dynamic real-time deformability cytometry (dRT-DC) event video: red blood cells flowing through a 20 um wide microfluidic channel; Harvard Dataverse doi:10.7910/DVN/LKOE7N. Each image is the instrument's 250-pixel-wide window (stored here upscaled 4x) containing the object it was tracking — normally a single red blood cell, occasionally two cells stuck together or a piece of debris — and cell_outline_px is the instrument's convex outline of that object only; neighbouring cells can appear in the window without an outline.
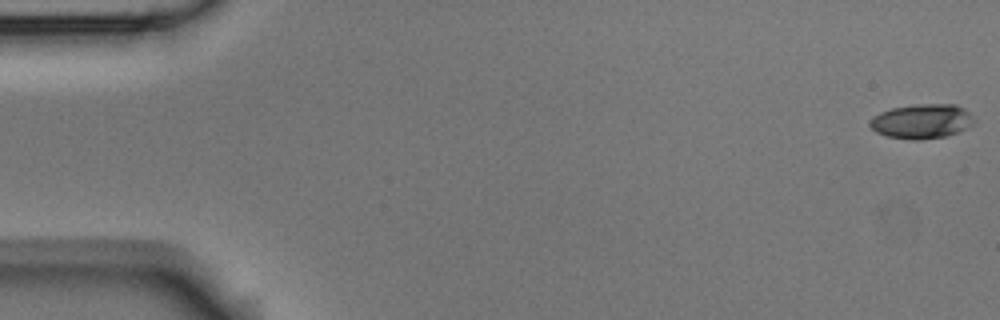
{"species": "Egyptian fruit bat (a non-hibernating species)", "species_latin": "Rousettus aegyptiacus", "temperature_condition": "room temperature", "stored_images_in_passage": 12, "camera_frame_rate_fps": 3000, "um_per_image_px": 0.085, "animal": {"sex": "male"}, "frame": {"image": 1, "passage_image": 1, "time_ms": 0.0, "image_size_px": [1000, 320], "cell_outline_px": [[976, 120], [972, 124], [956, 132], [944, 136], [916, 140], [912, 140], [888, 136], [876, 132], [868, 124], [868, 120], [872, 116], [880, 112], [892, 108], [916, 104], [956, 104], [964, 108]], "centroid_in_image_um": [78.31, 10.29], "position_along_channel_um": 6.7, "area_um2": 20.87}}
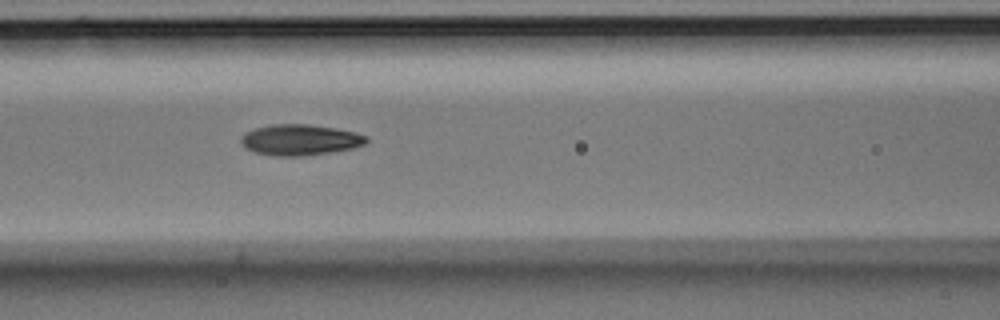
{"frame": {"image": 2, "passage_image": 7, "time_ms": 7.667, "image_size_px": [1000, 320], "cell_outline_px": [[368, 140], [364, 144], [352, 148], [304, 156], [276, 156], [256, 152], [244, 148], [240, 144], [240, 136], [244, 132], [256, 128], [272, 124], [308, 124], [356, 132], [368, 136]], "centroid_in_image_um": [25.45, 11.88], "position_along_channel_um": 141.1, "area_um2": 22.54}}
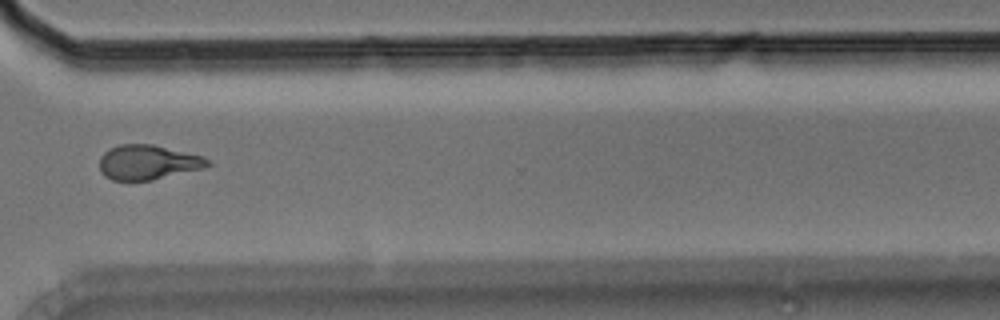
{"frame": {"image": 3, "passage_image": 12, "time_ms": 13.667, "image_size_px": [1000, 320], "cell_outline_px": [[212, 164], [204, 168], [152, 180], [112, 180], [104, 176], [100, 172], [100, 156], [104, 152], [120, 144], [152, 144], [204, 156]], "centroid_in_image_um": [12.57, 13.8], "position_along_channel_um": 358.0, "area_um2": 21.85}}